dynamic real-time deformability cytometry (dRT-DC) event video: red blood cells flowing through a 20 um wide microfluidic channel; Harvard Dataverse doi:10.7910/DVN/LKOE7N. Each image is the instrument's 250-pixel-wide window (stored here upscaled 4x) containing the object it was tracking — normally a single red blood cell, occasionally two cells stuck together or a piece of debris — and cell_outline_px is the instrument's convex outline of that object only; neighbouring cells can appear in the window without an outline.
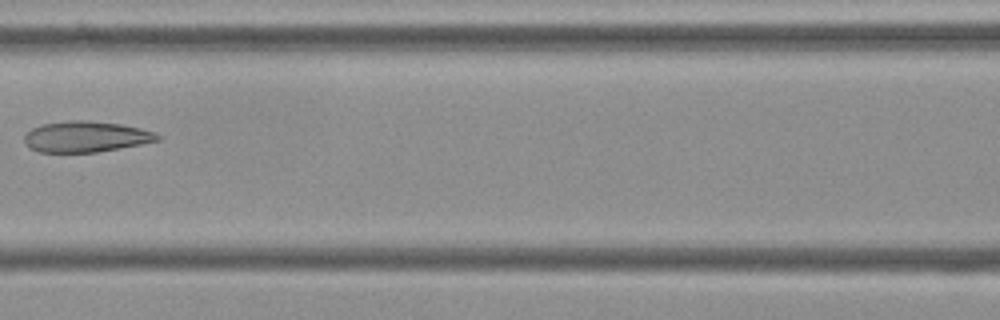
{"species": "Egyptian fruit bat (a non-hibernating species)", "species_latin": "Rousettus aegyptiacus", "temperature_condition": "cold", "stored_images_in_passage": 8, "camera_frame_rate_fps": 3000, "um_per_image_px": 0.085, "frame": {"image": 1, "passage_image": 7, "time_ms": 2.0, "image_size_px": [1000, 320], "cell_outline_px": [[160, 140], [140, 144], [96, 152], [40, 152], [28, 148], [24, 144], [24, 136], [32, 128], [40, 124], [72, 120], [88, 120], [120, 124], [140, 128], [156, 132], [160, 136]], "centroid_in_image_um": [7.27, 11.61], "position_along_channel_um": 159.3, "area_um2": 23.99}}
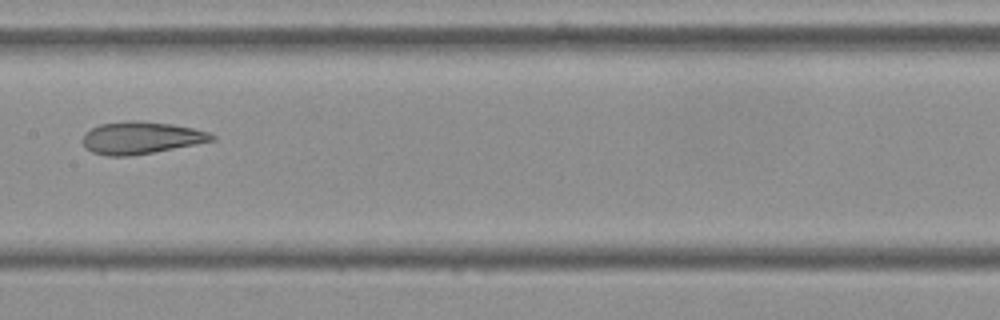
{"frame": {"image": 2, "passage_image": 8, "time_ms": 2.333, "image_size_px": [1000, 320], "cell_outline_px": [[216, 140], [196, 144], [132, 156], [104, 156], [92, 152], [84, 148], [84, 132], [100, 124], [128, 120], [132, 120], [172, 124], [192, 128], [208, 132], [216, 136]], "centroid_in_image_um": [11.97, 11.72], "position_along_channel_um": 195.4, "area_um2": 24.28}}